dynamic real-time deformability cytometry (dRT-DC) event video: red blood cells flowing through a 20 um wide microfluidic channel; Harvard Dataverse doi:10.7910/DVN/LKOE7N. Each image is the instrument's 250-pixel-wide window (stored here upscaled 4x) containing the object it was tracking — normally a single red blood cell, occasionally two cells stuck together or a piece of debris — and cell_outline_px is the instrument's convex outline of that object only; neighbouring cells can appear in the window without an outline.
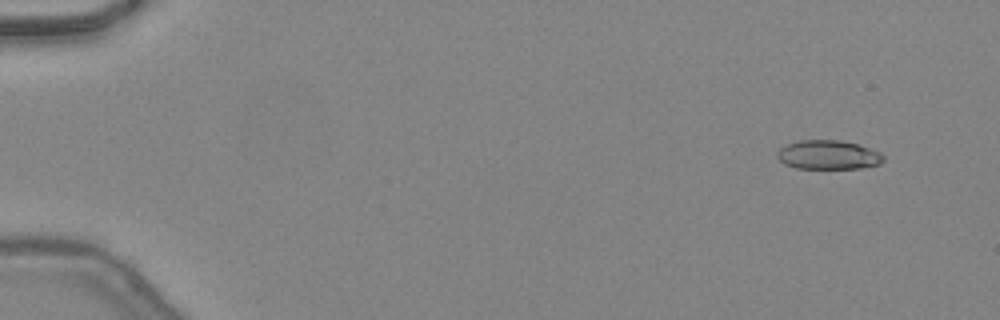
{"species": "common noctule bat (a hibernating species)", "species_latin": "Nyctalus noctula", "temperature_condition": "warm", "stored_images_in_passage": 11, "camera_frame_rate_fps": 3000, "um_per_image_px": 0.085, "animal": {"sex": "female", "body_mass_g": 24.6, "forearm_length_mm": 56.2}, "frame": {"image": 1, "passage_image": 4, "time_ms": 1.0, "image_size_px": [1000, 320], "cell_outline_px": [[884, 160], [880, 164], [860, 168], [796, 168], [784, 164], [776, 156], [776, 152], [780, 148], [788, 144], [800, 140], [840, 140], [856, 144], [880, 152], [884, 156]], "centroid_in_image_um": [70.39, 13.16], "position_along_channel_um": 14.6, "area_um2": 17.92}}